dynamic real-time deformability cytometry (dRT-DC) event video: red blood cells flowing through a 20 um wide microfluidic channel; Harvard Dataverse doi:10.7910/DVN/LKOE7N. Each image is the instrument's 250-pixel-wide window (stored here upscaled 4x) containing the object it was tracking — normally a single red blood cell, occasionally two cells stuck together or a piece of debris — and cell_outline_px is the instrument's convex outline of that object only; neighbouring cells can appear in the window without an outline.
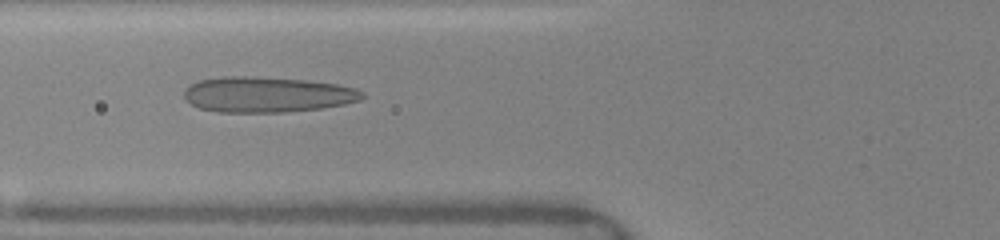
{"species": "human", "species_latin": "Homo sapiens", "temperature_condition": "warm", "stored_images_in_passage": 104, "camera_frame_rate_fps": 3000, "um_per_image_px": 0.085, "donor": {"sex": "female"}, "frame": {"image": 1, "passage_image": 51, "time_ms": 6.333, "image_size_px": [1000, 240], "cell_outline_px": [[364, 96], [360, 100], [344, 104], [320, 108], [284, 112], [220, 112], [200, 108], [184, 100], [184, 88], [188, 84], [200, 80], [220, 76], [244, 76], [304, 80], [336, 84], [356, 88], [364, 92]], "centroid_in_image_um": [22.66, 8.03], "position_along_channel_um": 103.1, "area_um2": 36.88}}
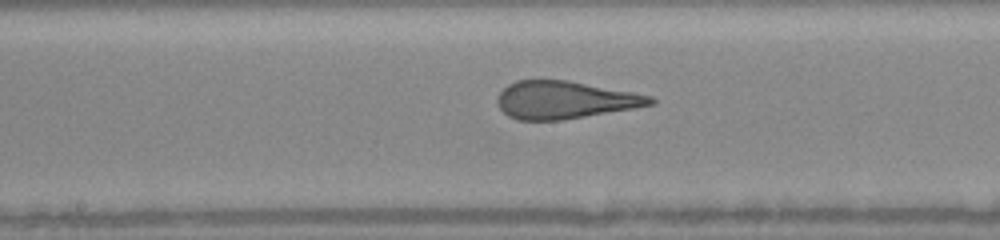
{"frame": {"image": 2, "passage_image": 62, "time_ms": 8.667, "image_size_px": [1000, 240], "cell_outline_px": [[656, 104], [636, 108], [560, 120], [516, 120], [508, 116], [500, 108], [496, 100], [496, 96], [508, 84], [516, 80], [568, 80], [632, 92], [652, 96], [656, 100]], "centroid_in_image_um": [48.0, 8.49], "position_along_channel_um": 200.2, "area_um2": 33.58}}
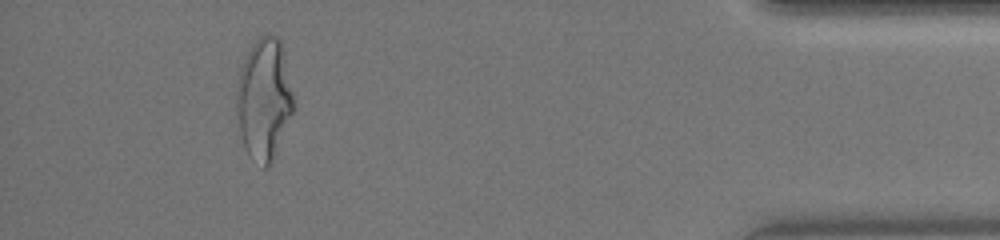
{"frame": {"image": 3, "passage_image": 98, "time_ms": 15.0, "image_size_px": [1000, 240], "cell_outline_px": [[292, 112], [268, 168], [264, 168], [248, 156], [244, 148], [240, 132], [236, 112], [236, 80], [240, 68], [252, 44], [260, 36], [268, 32], [276, 36], [280, 40], [284, 48], [292, 92]], "centroid_in_image_um": [22.4, 8.37], "position_along_channel_um": 412.8, "area_um2": 40.17}, "authors_computed_cell_mechanics": {"area_um2": 35.4892, "velocity_mm_per_s": 4.1332, "shape_relaxation_time_tau1_ms": 6.4762, "shape_relaxation_time_tau2_ms": 0.7472, "deformation_change_tau1": 0.25, "deformation_change_tau2": 0.0989}}